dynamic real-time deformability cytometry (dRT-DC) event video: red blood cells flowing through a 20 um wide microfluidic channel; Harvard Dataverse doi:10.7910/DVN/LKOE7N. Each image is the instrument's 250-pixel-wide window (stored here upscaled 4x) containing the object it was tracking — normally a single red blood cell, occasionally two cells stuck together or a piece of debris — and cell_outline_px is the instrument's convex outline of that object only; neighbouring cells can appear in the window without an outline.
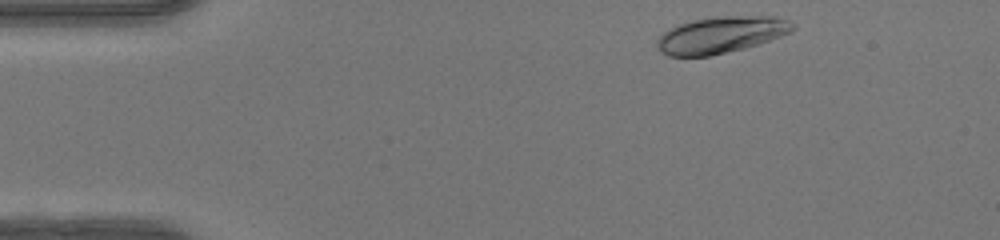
{"species": "human", "species_latin": "Homo sapiens", "temperature_condition": "warm", "stored_images_in_passage": 44, "camera_frame_rate_fps": 3000, "um_per_image_px": 0.085, "donor": {"sex": "female"}, "frame": {"image": 1, "passage_image": 2, "time_ms": 0.333, "image_size_px": [1000, 240], "cell_outline_px": [[796, 28], [792, 32], [760, 44], [744, 48], [708, 56], [668, 56], [660, 52], [656, 48], [656, 40], [664, 32], [680, 24], [692, 20], [716, 16], [776, 16], [788, 20], [796, 24]], "centroid_in_image_um": [61.32, 2.96], "position_along_channel_um": 23.7, "area_um2": 29.13}}
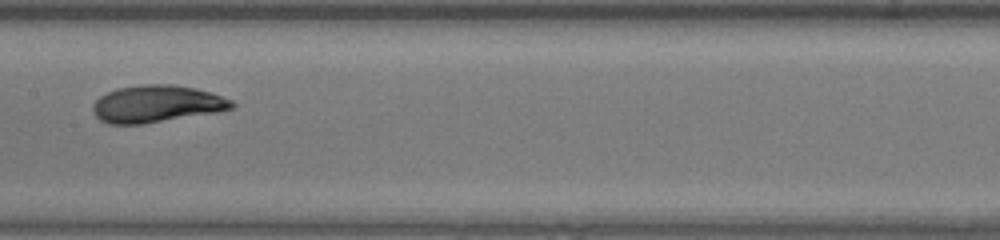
{"frame": {"image": 2, "passage_image": 20, "time_ms": 6.333, "image_size_px": [1000, 240], "cell_outline_px": [[236, 104], [232, 108], [220, 112], [144, 124], [108, 124], [100, 120], [92, 112], [92, 104], [100, 96], [108, 92], [120, 88], [140, 84], [172, 84], [196, 88], [232, 100]], "centroid_in_image_um": [13.31, 8.84], "position_along_channel_um": 194.1, "area_um2": 30.23}}
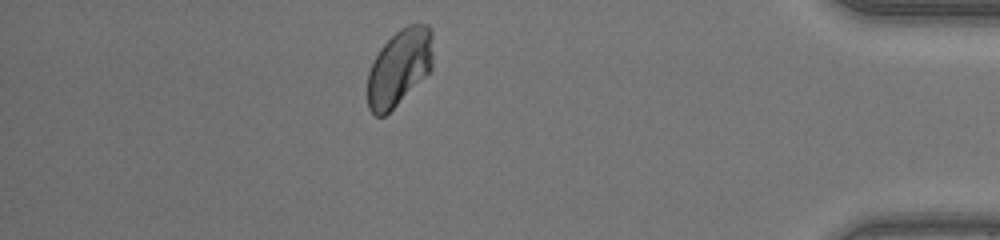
{"frame": {"image": 3, "passage_image": 38, "time_ms": 12.333, "image_size_px": [1000, 240], "cell_outline_px": [[432, 68], [384, 116], [376, 116], [368, 108], [368, 72], [380, 48], [400, 28], [408, 24], [428, 24], [432, 32]], "centroid_in_image_um": [33.93, 5.69], "position_along_channel_um": 401.3, "area_um2": 28.61}, "authors_computed_cell_mechanics": {"area_um2": 29.1023, "velocity_mm_per_s": 4.178, "shape_relaxation_time_tau1_ms": 2.4502, "shape_relaxation_time_tau2_ms": null, "deformation_change_tau1": 0.1249, "deformation_change_tau2": null}}